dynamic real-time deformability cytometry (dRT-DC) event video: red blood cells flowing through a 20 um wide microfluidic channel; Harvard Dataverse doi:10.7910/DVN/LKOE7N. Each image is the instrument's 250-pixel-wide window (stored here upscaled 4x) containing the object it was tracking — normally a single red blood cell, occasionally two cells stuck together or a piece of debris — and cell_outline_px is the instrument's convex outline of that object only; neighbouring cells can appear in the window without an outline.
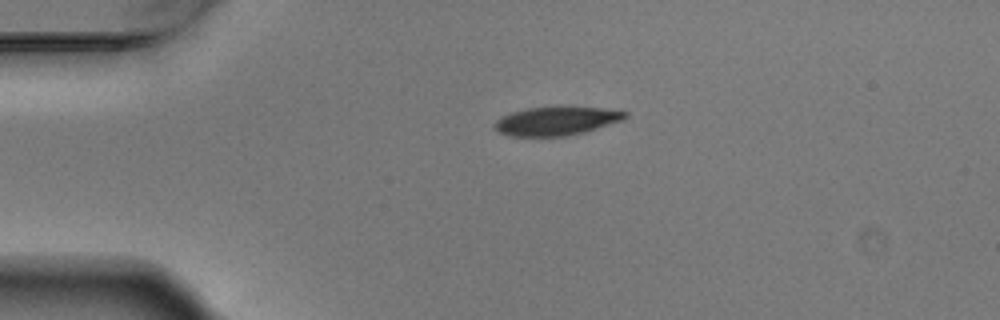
{"species": "Egyptian fruit bat (a non-hibernating species)", "species_latin": "Rousettus aegyptiacus", "temperature_condition": "warm", "stored_images_in_passage": 3, "camera_frame_rate_fps": 3000, "um_per_image_px": 0.085, "animal": {"sex": "male"}, "frame": {"image": 1, "passage_image": 1, "time_ms": 0.0, "image_size_px": [1000, 320], "cell_outline_px": [[628, 116], [624, 120], [584, 132], [564, 136], [508, 136], [496, 132], [492, 128], [492, 124], [500, 116], [524, 108], [556, 104], [560, 104], [604, 108], [628, 112]], "centroid_in_image_um": [47.25, 10.24], "position_along_channel_um": 37.7, "area_um2": 22.95}}
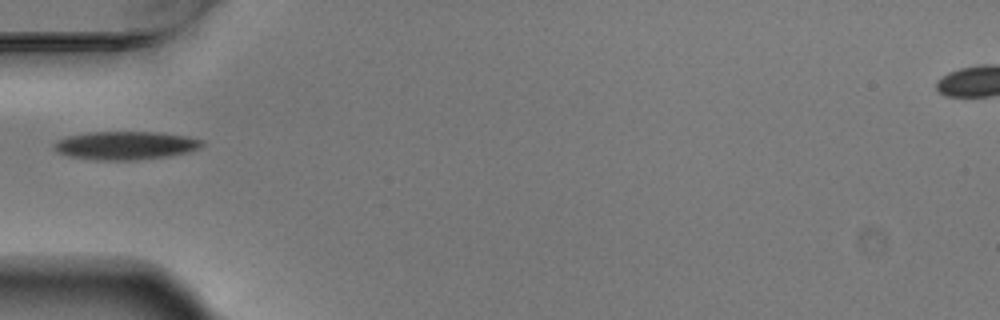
{"frame": {"image": 2, "passage_image": 2, "time_ms": 0.333, "image_size_px": [1000, 320], "cell_outline_px": [[204, 144], [200, 148], [188, 152], [168, 156], [132, 160], [100, 160], [72, 156], [60, 152], [56, 148], [56, 140], [68, 136], [88, 132], [156, 132], [188, 136], [204, 140]], "centroid_in_image_um": [10.76, 12.35], "position_along_channel_um": 74.2, "area_um2": 24.1}}
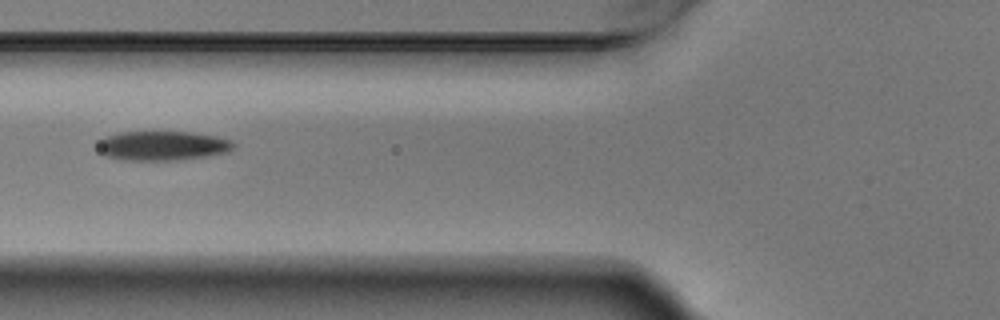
{"frame": {"image": 3, "passage_image": 3, "time_ms": 0.667, "image_size_px": [1000, 320], "cell_outline_px": [[236, 144], [228, 152], [204, 156], [172, 160], [124, 160], [104, 156], [100, 152], [100, 140], [104, 136], [120, 132], [192, 132], [216, 136], [232, 140]], "centroid_in_image_um": [13.81, 12.38], "position_along_channel_um": 112.0, "area_um2": 23.12}}